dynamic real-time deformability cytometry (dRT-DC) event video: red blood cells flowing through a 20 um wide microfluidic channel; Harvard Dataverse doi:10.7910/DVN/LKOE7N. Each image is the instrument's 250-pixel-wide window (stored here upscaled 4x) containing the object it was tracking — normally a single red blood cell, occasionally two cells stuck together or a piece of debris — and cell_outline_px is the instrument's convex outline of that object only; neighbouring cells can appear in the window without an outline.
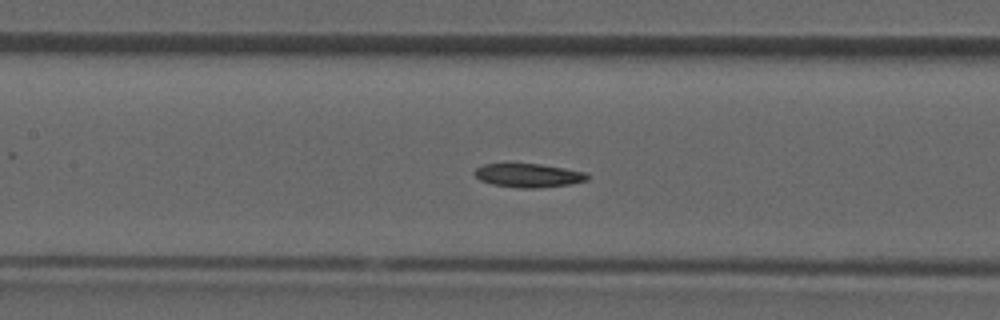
{"species": "common noctule bat (a hibernating species)", "species_latin": "Nyctalus noctula", "temperature_condition": "room temperature", "stored_images_in_passage": 39, "camera_frame_rate_fps": 3000, "um_per_image_px": 0.085, "animal": {"sex": "male", "forearm_length_mm": 52.5}, "frame": {"image": 1, "passage_image": 17, "time_ms": 5.333, "image_size_px": [1000, 320], "cell_outline_px": [[588, 180], [572, 184], [540, 188], [520, 188], [492, 184], [480, 180], [472, 172], [476, 168], [484, 164], [540, 164], [564, 168], [584, 172], [588, 176]], "centroid_in_image_um": [44.91, 14.92], "position_along_channel_um": 162.5, "area_um2": 15.55}}